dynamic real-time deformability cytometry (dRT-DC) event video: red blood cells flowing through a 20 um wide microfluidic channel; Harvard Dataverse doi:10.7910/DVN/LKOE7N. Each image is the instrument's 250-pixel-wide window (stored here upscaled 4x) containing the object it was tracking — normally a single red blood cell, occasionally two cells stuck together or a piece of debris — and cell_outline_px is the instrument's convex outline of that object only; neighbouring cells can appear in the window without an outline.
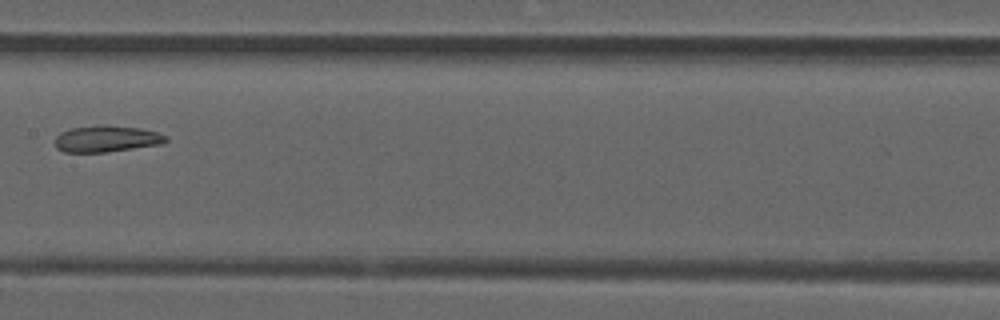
{"species": "common noctule bat (a hibernating species)", "species_latin": "Nyctalus noctula", "temperature_condition": "room temperature", "stored_images_in_passage": 6, "camera_frame_rate_fps": 3000, "um_per_image_px": 0.085, "animal": {"sex": "male", "forearm_length_mm": 52.5}, "frame": {"image": 1, "passage_image": 5, "time_ms": 1.333, "image_size_px": [1000, 320], "cell_outline_px": [[168, 140], [164, 144], [104, 152], [64, 152], [56, 148], [56, 136], [60, 132], [72, 128], [104, 124], [140, 128], [156, 132], [168, 136]], "centroid_in_image_um": [9.08, 11.79], "position_along_channel_um": 198.3, "area_um2": 17.17}}
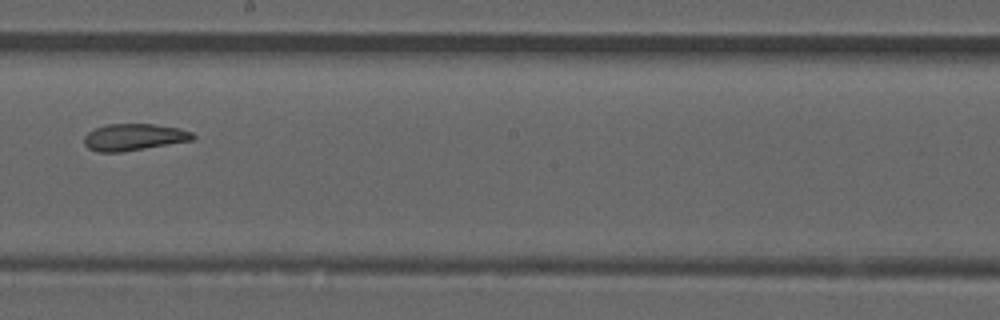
{"frame": {"image": 2, "passage_image": 6, "time_ms": 1.667, "image_size_px": [1000, 320], "cell_outline_px": [[196, 136], [192, 140], [120, 152], [96, 152], [88, 148], [84, 144], [84, 136], [88, 132], [96, 128], [108, 124], [156, 124], [180, 128], [192, 132]], "centroid_in_image_um": [11.37, 11.65], "position_along_channel_um": 236.8, "area_um2": 16.88}}